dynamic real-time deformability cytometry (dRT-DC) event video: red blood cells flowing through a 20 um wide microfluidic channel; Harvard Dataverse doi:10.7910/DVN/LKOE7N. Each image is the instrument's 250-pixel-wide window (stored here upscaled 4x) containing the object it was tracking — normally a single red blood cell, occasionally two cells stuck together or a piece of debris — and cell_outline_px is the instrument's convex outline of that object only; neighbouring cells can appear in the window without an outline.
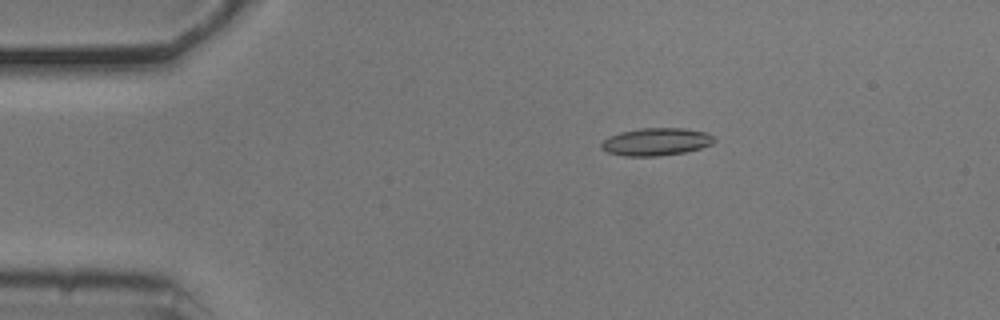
{"species": "common noctule bat (a hibernating species)", "species_latin": "Nyctalus noctula", "temperature_condition": "cold", "stored_images_in_passage": 13, "camera_frame_rate_fps": 3000, "um_per_image_px": 0.085, "animal": {"sex": "male", "body_mass_g": 20.5, "forearm_length_mm": 52.5}, "frame": {"image": 1, "passage_image": 8, "time_ms": 2.333, "image_size_px": [1000, 320], "cell_outline_px": [[716, 140], [712, 144], [700, 148], [684, 152], [660, 156], [624, 156], [608, 152], [600, 148], [600, 144], [608, 136], [620, 132], [640, 128], [684, 128], [708, 132]], "centroid_in_image_um": [55.76, 12.04], "position_along_channel_um": 29.2, "area_um2": 18.26}}